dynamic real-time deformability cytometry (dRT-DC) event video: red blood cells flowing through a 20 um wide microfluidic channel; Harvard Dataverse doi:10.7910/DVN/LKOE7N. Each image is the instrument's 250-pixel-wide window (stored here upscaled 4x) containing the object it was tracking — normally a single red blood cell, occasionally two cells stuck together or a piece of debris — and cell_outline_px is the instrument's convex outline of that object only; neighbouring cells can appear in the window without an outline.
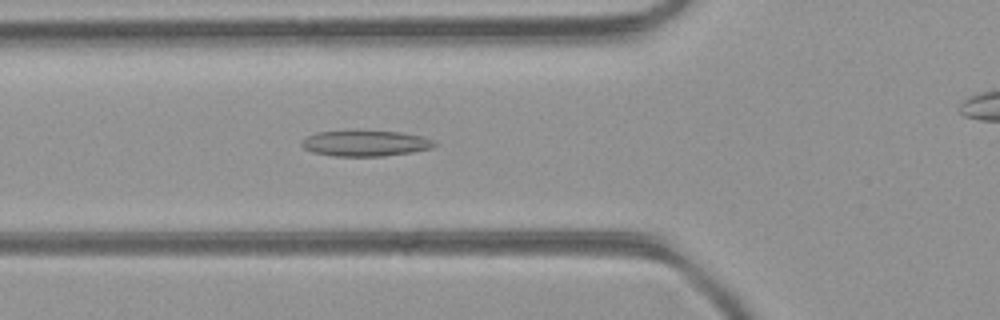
{"species": "common noctule bat (a hibernating species)", "species_latin": "Nyctalus noctula", "temperature_condition": "room temperature", "stored_images_in_passage": 33, "camera_frame_rate_fps": 3000, "um_per_image_px": 0.085, "animal": {"sex": "female", "body_mass_g": 21.9}, "frame": {"image": 1, "passage_image": 9, "time_ms": 2.667, "image_size_px": [1000, 320], "cell_outline_px": [[436, 144], [432, 148], [412, 152], [384, 156], [332, 156], [312, 152], [304, 148], [300, 144], [300, 140], [316, 132], [400, 132], [424, 136], [432, 140]], "centroid_in_image_um": [31.05, 12.2], "position_along_channel_um": 94.8, "area_um2": 19.65}}
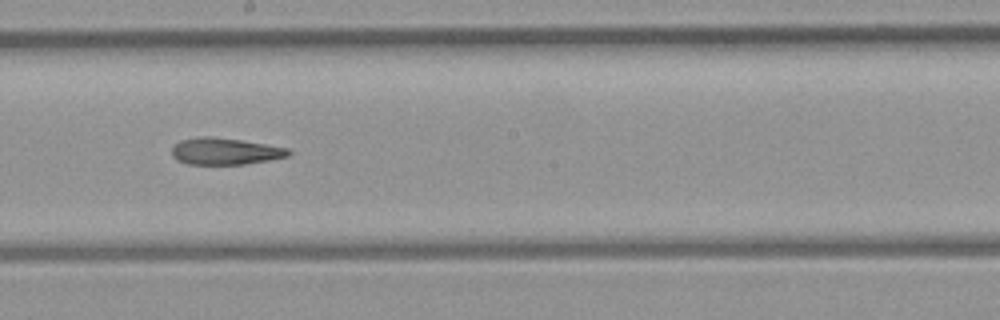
{"frame": {"image": 2, "passage_image": 18, "time_ms": 5.667, "image_size_px": [1000, 320], "cell_outline_px": [[292, 152], [288, 156], [268, 160], [244, 164], [188, 164], [176, 160], [172, 156], [172, 148], [180, 140], [200, 136], [212, 136], [240, 140], [288, 148]], "centroid_in_image_um": [19.1, 12.86], "position_along_channel_um": 229.1, "area_um2": 18.09}}
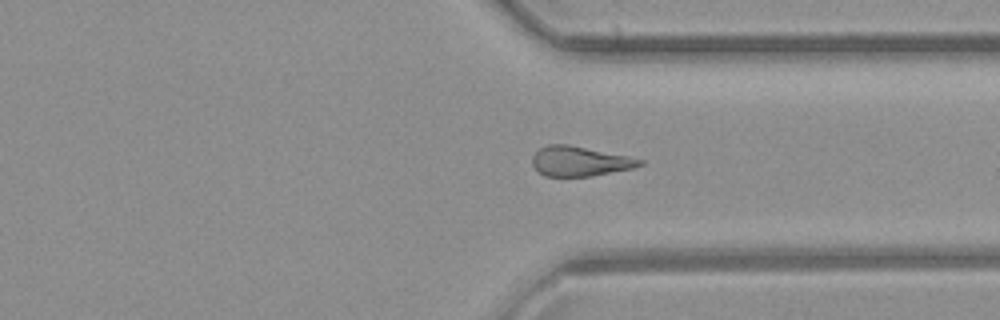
{"frame": {"image": 3, "passage_image": 27, "time_ms": 8.667, "image_size_px": [1000, 320], "cell_outline_px": [[644, 164], [636, 168], [588, 176], [544, 176], [532, 164], [532, 156], [540, 148], [548, 144], [568, 144], [628, 156], [644, 160]], "centroid_in_image_um": [49.3, 13.7], "position_along_channel_um": 362.1, "area_um2": 18.61}, "authors_computed_cell_mechanics": {"area_um2": 18.8428, "velocity_mm_per_s": 4.4484, "shape_relaxation_time_tau1_ms": null, "shape_relaxation_time_tau2_ms": 4.2663, "deformation_change_tau1": null, "deformation_change_tau2": 0.1439}}